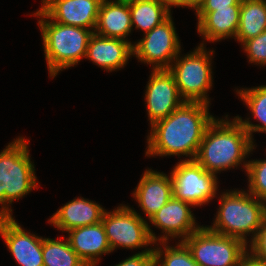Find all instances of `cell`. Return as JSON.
<instances>
[{
  "instance_id": "23",
  "label": "cell",
  "mask_w": 266,
  "mask_h": 266,
  "mask_svg": "<svg viewBox=\"0 0 266 266\" xmlns=\"http://www.w3.org/2000/svg\"><path fill=\"white\" fill-rule=\"evenodd\" d=\"M236 92L251 111L253 118L261 123L252 124L250 118L242 120L241 117L235 116L254 142V132L266 133V85L237 89Z\"/></svg>"
},
{
  "instance_id": "1",
  "label": "cell",
  "mask_w": 266,
  "mask_h": 266,
  "mask_svg": "<svg viewBox=\"0 0 266 266\" xmlns=\"http://www.w3.org/2000/svg\"><path fill=\"white\" fill-rule=\"evenodd\" d=\"M204 102L185 101L168 117L151 125L146 156H184L195 160L206 129L215 119Z\"/></svg>"
},
{
  "instance_id": "31",
  "label": "cell",
  "mask_w": 266,
  "mask_h": 266,
  "mask_svg": "<svg viewBox=\"0 0 266 266\" xmlns=\"http://www.w3.org/2000/svg\"><path fill=\"white\" fill-rule=\"evenodd\" d=\"M169 8L171 7H188V8H192L195 11L197 10V8L201 5V3L203 2V0H166Z\"/></svg>"
},
{
  "instance_id": "15",
  "label": "cell",
  "mask_w": 266,
  "mask_h": 266,
  "mask_svg": "<svg viewBox=\"0 0 266 266\" xmlns=\"http://www.w3.org/2000/svg\"><path fill=\"white\" fill-rule=\"evenodd\" d=\"M132 195L149 220L174 196L172 177L146 169Z\"/></svg>"
},
{
  "instance_id": "10",
  "label": "cell",
  "mask_w": 266,
  "mask_h": 266,
  "mask_svg": "<svg viewBox=\"0 0 266 266\" xmlns=\"http://www.w3.org/2000/svg\"><path fill=\"white\" fill-rule=\"evenodd\" d=\"M143 36L132 45L133 57L135 56L138 62L151 64L152 70L168 69L181 53L172 15Z\"/></svg>"
},
{
  "instance_id": "24",
  "label": "cell",
  "mask_w": 266,
  "mask_h": 266,
  "mask_svg": "<svg viewBox=\"0 0 266 266\" xmlns=\"http://www.w3.org/2000/svg\"><path fill=\"white\" fill-rule=\"evenodd\" d=\"M61 238L62 241L43 237L44 266H87L71 248L67 238Z\"/></svg>"
},
{
  "instance_id": "9",
  "label": "cell",
  "mask_w": 266,
  "mask_h": 266,
  "mask_svg": "<svg viewBox=\"0 0 266 266\" xmlns=\"http://www.w3.org/2000/svg\"><path fill=\"white\" fill-rule=\"evenodd\" d=\"M176 164L170 173L176 199L195 207L208 204L216 197L217 175L206 171L196 160H182Z\"/></svg>"
},
{
  "instance_id": "12",
  "label": "cell",
  "mask_w": 266,
  "mask_h": 266,
  "mask_svg": "<svg viewBox=\"0 0 266 266\" xmlns=\"http://www.w3.org/2000/svg\"><path fill=\"white\" fill-rule=\"evenodd\" d=\"M0 236L20 266H44L43 238L24 230L13 216L0 217Z\"/></svg>"
},
{
  "instance_id": "32",
  "label": "cell",
  "mask_w": 266,
  "mask_h": 266,
  "mask_svg": "<svg viewBox=\"0 0 266 266\" xmlns=\"http://www.w3.org/2000/svg\"><path fill=\"white\" fill-rule=\"evenodd\" d=\"M237 266H266V264L254 258L249 252H247Z\"/></svg>"
},
{
  "instance_id": "21",
  "label": "cell",
  "mask_w": 266,
  "mask_h": 266,
  "mask_svg": "<svg viewBox=\"0 0 266 266\" xmlns=\"http://www.w3.org/2000/svg\"><path fill=\"white\" fill-rule=\"evenodd\" d=\"M132 29H141L144 34L161 24L171 15L166 0H128Z\"/></svg>"
},
{
  "instance_id": "5",
  "label": "cell",
  "mask_w": 266,
  "mask_h": 266,
  "mask_svg": "<svg viewBox=\"0 0 266 266\" xmlns=\"http://www.w3.org/2000/svg\"><path fill=\"white\" fill-rule=\"evenodd\" d=\"M29 143L18 136L0 152V217L12 216V202L38 188Z\"/></svg>"
},
{
  "instance_id": "4",
  "label": "cell",
  "mask_w": 266,
  "mask_h": 266,
  "mask_svg": "<svg viewBox=\"0 0 266 266\" xmlns=\"http://www.w3.org/2000/svg\"><path fill=\"white\" fill-rule=\"evenodd\" d=\"M228 191L220 195L216 218L213 225L207 228L248 245L247 234H253L250 235L252 240L266 218V202L242 189Z\"/></svg>"
},
{
  "instance_id": "6",
  "label": "cell",
  "mask_w": 266,
  "mask_h": 266,
  "mask_svg": "<svg viewBox=\"0 0 266 266\" xmlns=\"http://www.w3.org/2000/svg\"><path fill=\"white\" fill-rule=\"evenodd\" d=\"M204 44L203 41L184 56L179 53L168 71L174 76L179 94L185 101L209 104L207 94L213 84L211 59L215 51H207Z\"/></svg>"
},
{
  "instance_id": "3",
  "label": "cell",
  "mask_w": 266,
  "mask_h": 266,
  "mask_svg": "<svg viewBox=\"0 0 266 266\" xmlns=\"http://www.w3.org/2000/svg\"><path fill=\"white\" fill-rule=\"evenodd\" d=\"M32 15L39 17L38 25L51 78L85 58L89 39L94 33L92 30L57 23L41 8Z\"/></svg>"
},
{
  "instance_id": "16",
  "label": "cell",
  "mask_w": 266,
  "mask_h": 266,
  "mask_svg": "<svg viewBox=\"0 0 266 266\" xmlns=\"http://www.w3.org/2000/svg\"><path fill=\"white\" fill-rule=\"evenodd\" d=\"M68 242L87 266H97L100 256L111 253L102 222L67 231Z\"/></svg>"
},
{
  "instance_id": "27",
  "label": "cell",
  "mask_w": 266,
  "mask_h": 266,
  "mask_svg": "<svg viewBox=\"0 0 266 266\" xmlns=\"http://www.w3.org/2000/svg\"><path fill=\"white\" fill-rule=\"evenodd\" d=\"M242 46L250 63H254V65L260 64L259 66L266 65V31L246 40Z\"/></svg>"
},
{
  "instance_id": "29",
  "label": "cell",
  "mask_w": 266,
  "mask_h": 266,
  "mask_svg": "<svg viewBox=\"0 0 266 266\" xmlns=\"http://www.w3.org/2000/svg\"><path fill=\"white\" fill-rule=\"evenodd\" d=\"M154 248H146L125 260L119 262L115 266H154Z\"/></svg>"
},
{
  "instance_id": "2",
  "label": "cell",
  "mask_w": 266,
  "mask_h": 266,
  "mask_svg": "<svg viewBox=\"0 0 266 266\" xmlns=\"http://www.w3.org/2000/svg\"><path fill=\"white\" fill-rule=\"evenodd\" d=\"M225 117L220 120L215 118L210 123L195 160L215 175L242 164L246 172L248 162L245 158L256 145L236 117L232 121L227 118L228 115Z\"/></svg>"
},
{
  "instance_id": "14",
  "label": "cell",
  "mask_w": 266,
  "mask_h": 266,
  "mask_svg": "<svg viewBox=\"0 0 266 266\" xmlns=\"http://www.w3.org/2000/svg\"><path fill=\"white\" fill-rule=\"evenodd\" d=\"M40 7L53 21L94 32L100 0H41Z\"/></svg>"
},
{
  "instance_id": "22",
  "label": "cell",
  "mask_w": 266,
  "mask_h": 266,
  "mask_svg": "<svg viewBox=\"0 0 266 266\" xmlns=\"http://www.w3.org/2000/svg\"><path fill=\"white\" fill-rule=\"evenodd\" d=\"M266 31V0H241L239 26L235 39L241 45Z\"/></svg>"
},
{
  "instance_id": "30",
  "label": "cell",
  "mask_w": 266,
  "mask_h": 266,
  "mask_svg": "<svg viewBox=\"0 0 266 266\" xmlns=\"http://www.w3.org/2000/svg\"><path fill=\"white\" fill-rule=\"evenodd\" d=\"M228 6H241V0H203L196 11H215Z\"/></svg>"
},
{
  "instance_id": "20",
  "label": "cell",
  "mask_w": 266,
  "mask_h": 266,
  "mask_svg": "<svg viewBox=\"0 0 266 266\" xmlns=\"http://www.w3.org/2000/svg\"><path fill=\"white\" fill-rule=\"evenodd\" d=\"M132 31L128 0H104L101 2L94 33L109 38L128 41Z\"/></svg>"
},
{
  "instance_id": "8",
  "label": "cell",
  "mask_w": 266,
  "mask_h": 266,
  "mask_svg": "<svg viewBox=\"0 0 266 266\" xmlns=\"http://www.w3.org/2000/svg\"><path fill=\"white\" fill-rule=\"evenodd\" d=\"M199 266H237L248 252L239 239L217 234L202 226L183 240Z\"/></svg>"
},
{
  "instance_id": "17",
  "label": "cell",
  "mask_w": 266,
  "mask_h": 266,
  "mask_svg": "<svg viewBox=\"0 0 266 266\" xmlns=\"http://www.w3.org/2000/svg\"><path fill=\"white\" fill-rule=\"evenodd\" d=\"M131 41L103 37L93 33L86 50V59L112 72L125 67L129 58L133 56Z\"/></svg>"
},
{
  "instance_id": "7",
  "label": "cell",
  "mask_w": 266,
  "mask_h": 266,
  "mask_svg": "<svg viewBox=\"0 0 266 266\" xmlns=\"http://www.w3.org/2000/svg\"><path fill=\"white\" fill-rule=\"evenodd\" d=\"M116 208L110 212L105 209L101 220L112 252L117 247L140 249L155 246L159 236L156 237L146 219L129 205L121 204Z\"/></svg>"
},
{
  "instance_id": "26",
  "label": "cell",
  "mask_w": 266,
  "mask_h": 266,
  "mask_svg": "<svg viewBox=\"0 0 266 266\" xmlns=\"http://www.w3.org/2000/svg\"><path fill=\"white\" fill-rule=\"evenodd\" d=\"M246 173L249 183L247 191L266 202V159L249 160Z\"/></svg>"
},
{
  "instance_id": "19",
  "label": "cell",
  "mask_w": 266,
  "mask_h": 266,
  "mask_svg": "<svg viewBox=\"0 0 266 266\" xmlns=\"http://www.w3.org/2000/svg\"><path fill=\"white\" fill-rule=\"evenodd\" d=\"M105 209L100 204L85 198H75L54 213L48 223L62 232L101 222Z\"/></svg>"
},
{
  "instance_id": "25",
  "label": "cell",
  "mask_w": 266,
  "mask_h": 266,
  "mask_svg": "<svg viewBox=\"0 0 266 266\" xmlns=\"http://www.w3.org/2000/svg\"><path fill=\"white\" fill-rule=\"evenodd\" d=\"M158 243L155 242L157 247H153L154 266H199L183 241L179 240L175 247L169 246L168 241H159ZM161 245L164 247L162 248Z\"/></svg>"
},
{
  "instance_id": "28",
  "label": "cell",
  "mask_w": 266,
  "mask_h": 266,
  "mask_svg": "<svg viewBox=\"0 0 266 266\" xmlns=\"http://www.w3.org/2000/svg\"><path fill=\"white\" fill-rule=\"evenodd\" d=\"M249 253L266 264V218L252 240H249ZM251 244V245H250Z\"/></svg>"
},
{
  "instance_id": "13",
  "label": "cell",
  "mask_w": 266,
  "mask_h": 266,
  "mask_svg": "<svg viewBox=\"0 0 266 266\" xmlns=\"http://www.w3.org/2000/svg\"><path fill=\"white\" fill-rule=\"evenodd\" d=\"M189 207L193 205L173 196L149 219L152 225L163 231L159 241H168L170 237H181L183 241L202 227L195 222L196 218Z\"/></svg>"
},
{
  "instance_id": "11",
  "label": "cell",
  "mask_w": 266,
  "mask_h": 266,
  "mask_svg": "<svg viewBox=\"0 0 266 266\" xmlns=\"http://www.w3.org/2000/svg\"><path fill=\"white\" fill-rule=\"evenodd\" d=\"M145 102L150 126L168 117L185 102L179 94L174 76L168 69L151 71L146 85Z\"/></svg>"
},
{
  "instance_id": "18",
  "label": "cell",
  "mask_w": 266,
  "mask_h": 266,
  "mask_svg": "<svg viewBox=\"0 0 266 266\" xmlns=\"http://www.w3.org/2000/svg\"><path fill=\"white\" fill-rule=\"evenodd\" d=\"M241 6L215 11H195L197 15V31L205 41L217 42L226 38H234L237 34Z\"/></svg>"
}]
</instances>
